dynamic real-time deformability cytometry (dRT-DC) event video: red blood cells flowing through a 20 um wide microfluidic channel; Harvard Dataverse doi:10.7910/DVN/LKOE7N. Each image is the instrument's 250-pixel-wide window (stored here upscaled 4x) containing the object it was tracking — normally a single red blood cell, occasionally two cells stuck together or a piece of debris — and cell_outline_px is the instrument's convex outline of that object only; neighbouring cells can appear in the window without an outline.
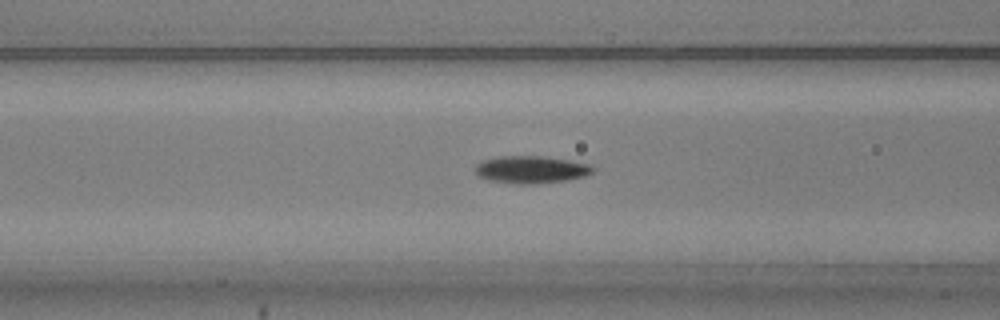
{"species": "common noctule bat (a hibernating species)", "species_latin": "Nyctalus noctula", "temperature_condition": "warm", "stored_images_in_passage": 54, "camera_frame_rate_fps": 3000, "um_per_image_px": 0.085, "animal": {"sex": "male", "body_mass_g": 20.5, "forearm_length_mm": 52.5}, "frame": {"image": 1, "passage_image": 21, "time_ms": 6.667, "image_size_px": [1000, 320], "cell_outline_px": [[596, 168], [592, 172], [584, 176], [568, 180], [536, 184], [520, 184], [492, 180], [480, 176], [476, 172], [476, 164], [480, 160], [496, 156], [544, 156], [592, 164]], "centroid_in_image_um": [45.18, 14.4], "position_along_channel_um": 121.4, "area_um2": 18.84}}
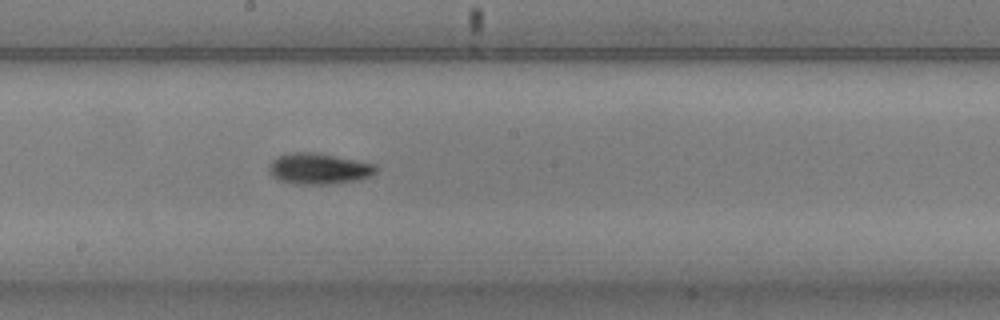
{"frame": {"image": 2, "passage_image": 29, "time_ms": 9.333, "image_size_px": [1000, 320], "cell_outline_px": [[380, 168], [376, 172], [360, 180], [328, 184], [296, 184], [280, 180], [272, 176], [268, 172], [268, 164], [272, 160], [280, 156], [292, 152], [316, 152], [376, 164]], "centroid_in_image_um": [27.1, 14.34], "position_along_channel_um": 221.1, "area_um2": 19.42}}
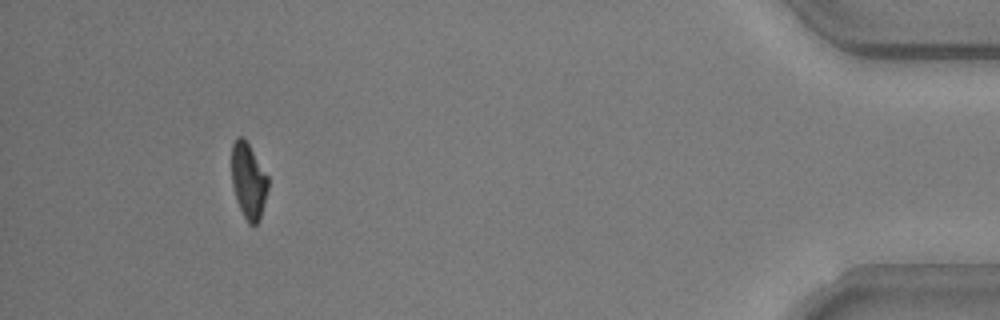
{"frame": {"image": 3, "passage_image": 50, "time_ms": 16.333, "image_size_px": [1000, 320], "cell_outline_px": [[268, 188], [260, 220], [256, 224], [248, 224], [236, 200], [232, 184], [232, 144], [236, 136], [244, 136], [268, 176]], "centroid_in_image_um": [21.12, 15.35], "position_along_channel_um": 414.1, "area_um2": 16.13}, "authors_computed_cell_mechanics": {"area_um2": 17.5712, "velocity_mm_per_s": 3.7273, "shape_relaxation_time_tau1_ms": 2.7136, "shape_relaxation_time_tau2_ms": null, "deformation_change_tau1": 0.1626, "deformation_change_tau2": null}}